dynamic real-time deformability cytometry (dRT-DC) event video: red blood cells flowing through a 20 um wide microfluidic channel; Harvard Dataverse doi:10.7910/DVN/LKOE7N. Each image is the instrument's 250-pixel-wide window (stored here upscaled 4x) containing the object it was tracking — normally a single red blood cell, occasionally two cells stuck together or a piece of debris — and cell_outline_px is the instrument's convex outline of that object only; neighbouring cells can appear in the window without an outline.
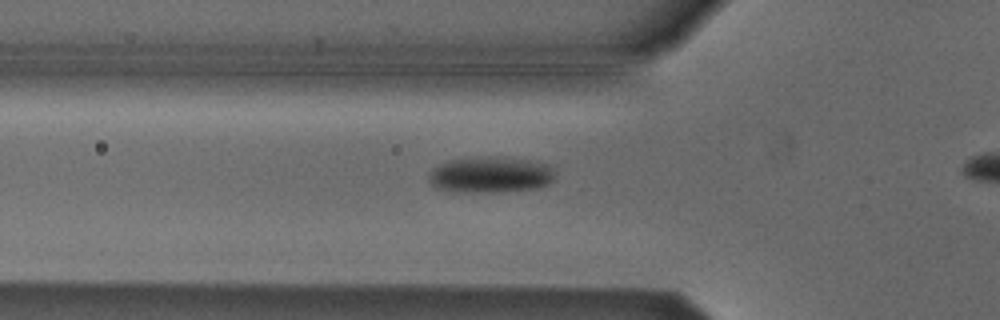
{"species": "Egyptian fruit bat (a non-hibernating species)", "species_latin": "Rousettus aegyptiacus", "temperature_condition": "cold", "stored_images_in_passage": 29, "camera_frame_rate_fps": 3000, "um_per_image_px": 0.085, "animal": {"sex": "male"}, "frame": {"image": 1, "passage_image": 3, "time_ms": 0.667, "image_size_px": [1000, 320], "cell_outline_px": [[552, 180], [548, 184], [536, 188], [500, 192], [452, 192], [436, 188], [428, 180], [428, 176], [436, 168], [448, 160], [528, 160], [544, 164], [552, 172]], "centroid_in_image_um": [41.63, 14.94], "position_along_channel_um": 84.2, "area_um2": 24.91}}
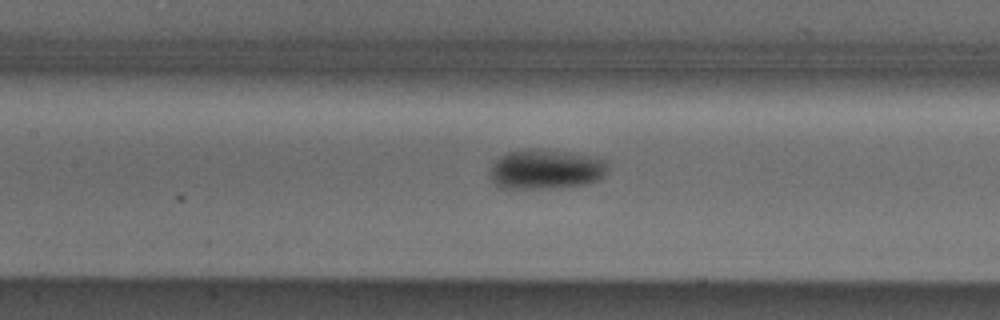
{"frame": {"image": 2, "passage_image": 9, "time_ms": 2.667, "image_size_px": [1000, 320], "cell_outline_px": [[608, 168], [604, 176], [600, 180], [588, 184], [552, 188], [500, 188], [492, 184], [488, 176], [488, 172], [492, 164], [500, 156], [508, 152], [528, 148], [536, 148], [572, 152], [592, 156], [608, 160]], "centroid_in_image_um": [46.39, 14.38], "position_along_channel_um": 161.0, "area_um2": 28.09}}
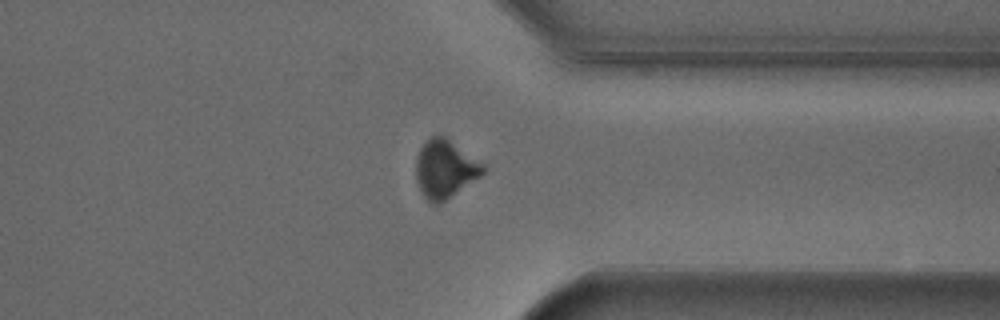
{"frame": {"image": 3, "passage_image": 26, "time_ms": 8.333, "image_size_px": [1000, 320], "cell_outline_px": [[488, 168], [480, 176], [440, 204], [432, 204], [420, 192], [416, 180], [416, 156], [420, 148], [432, 136], [440, 132], [484, 164]], "centroid_in_image_um": [37.82, 14.35], "position_along_channel_um": 373.6, "area_um2": 22.89}}